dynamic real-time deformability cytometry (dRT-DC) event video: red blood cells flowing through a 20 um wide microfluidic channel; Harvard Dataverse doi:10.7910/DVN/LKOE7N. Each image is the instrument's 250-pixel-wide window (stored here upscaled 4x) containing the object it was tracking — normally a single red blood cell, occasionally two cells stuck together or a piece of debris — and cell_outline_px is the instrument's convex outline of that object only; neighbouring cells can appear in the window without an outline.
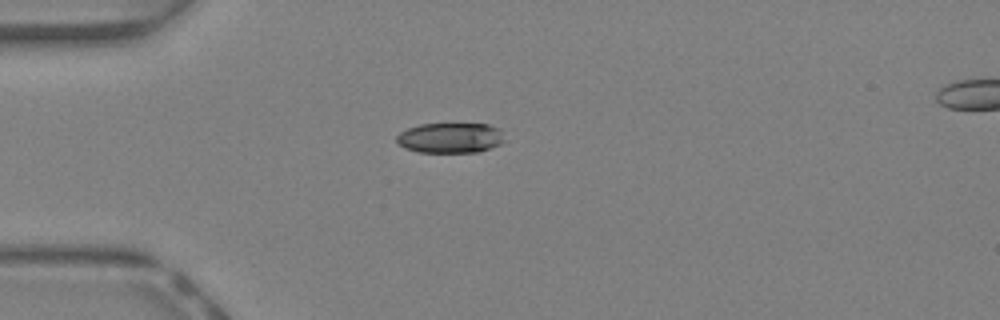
{"species": "Egyptian fruit bat (a non-hibernating species)", "species_latin": "Rousettus aegyptiacus", "temperature_condition": "warm", "stored_images_in_passage": 25, "camera_frame_rate_fps": 3000, "um_per_image_px": 0.085, "animal": {"sex": "female"}, "frame": {"image": 1, "passage_image": 1, "time_ms": 0.0, "image_size_px": [1000, 320], "cell_outline_px": [[504, 140], [500, 144], [480, 152], [420, 152], [404, 148], [396, 140], [396, 136], [400, 132], [408, 128], [420, 124], [488, 124], [500, 128]], "centroid_in_image_um": [38.28, 11.72], "position_along_channel_um": 46.7, "area_um2": 19.02}}
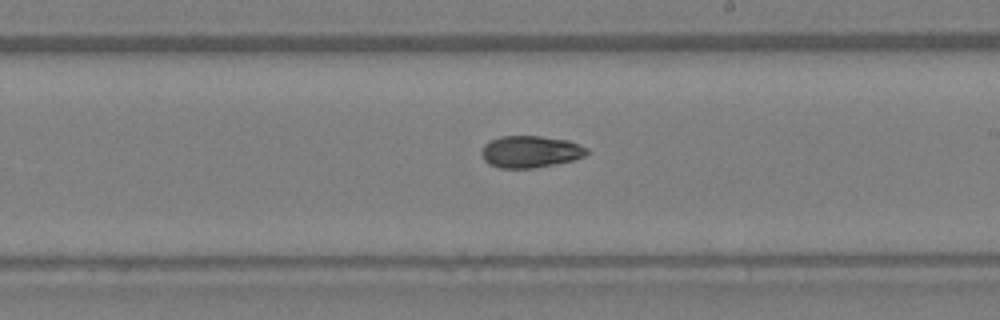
{"frame": {"image": 2, "passage_image": 15, "time_ms": 4.667, "image_size_px": [1000, 320], "cell_outline_px": [[588, 152], [584, 156], [572, 160], [556, 164], [532, 168], [500, 168], [488, 164], [484, 160], [480, 152], [484, 144], [500, 136], [540, 136], [568, 140], [588, 148]], "centroid_in_image_um": [45.06, 12.89], "position_along_channel_um": 243.9, "area_um2": 19.59}}
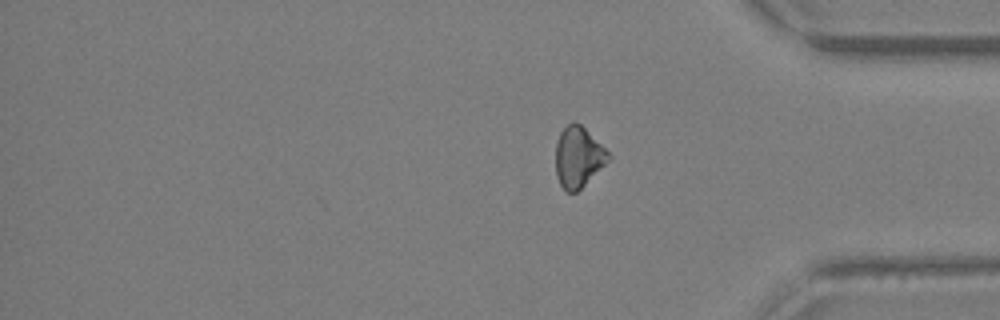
{"frame": {"image": 3, "passage_image": 25, "time_ms": 8.0, "image_size_px": [1000, 320], "cell_outline_px": [[612, 156], [576, 192], [564, 192], [556, 176], [556, 140], [560, 132], [572, 120], [580, 124]], "centroid_in_image_um": [49.1, 13.34], "position_along_channel_um": 386.1, "area_um2": 18.26}, "authors_computed_cell_mechanics": {"area_um2": 19.5942, "velocity_mm_per_s": 4.6388, "shape_relaxation_time_tau1_ms": 6.9568, "shape_relaxation_time_tau2_ms": 5.0119, "deformation_change_tau1": 0.1647, "deformation_change_tau2": 0.1059}}